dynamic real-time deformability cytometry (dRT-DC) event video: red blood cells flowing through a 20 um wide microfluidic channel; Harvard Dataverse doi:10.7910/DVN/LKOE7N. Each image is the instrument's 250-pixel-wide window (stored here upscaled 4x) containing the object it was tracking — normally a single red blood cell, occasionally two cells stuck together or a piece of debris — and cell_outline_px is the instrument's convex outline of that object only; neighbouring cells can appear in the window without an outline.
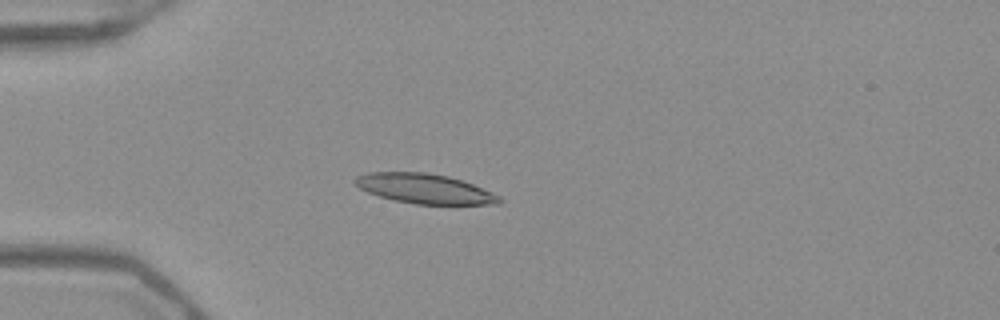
{"species": "Egyptian fruit bat (a non-hibernating species)", "species_latin": "Rousettus aegyptiacus", "temperature_condition": "warm", "stored_images_in_passage": 51, "camera_frame_rate_fps": 3000, "um_per_image_px": 0.085, "frame": {"image": 1, "passage_image": 14, "time_ms": 4.333, "image_size_px": [1000, 320], "cell_outline_px": [[504, 200], [500, 204], [416, 204], [392, 200], [368, 192], [360, 188], [352, 180], [356, 176], [368, 172], [424, 172], [448, 176], [472, 184], [492, 192], [500, 196]], "centroid_in_image_um": [36.09, 16.04], "position_along_channel_um": 48.9, "area_um2": 24.97}}
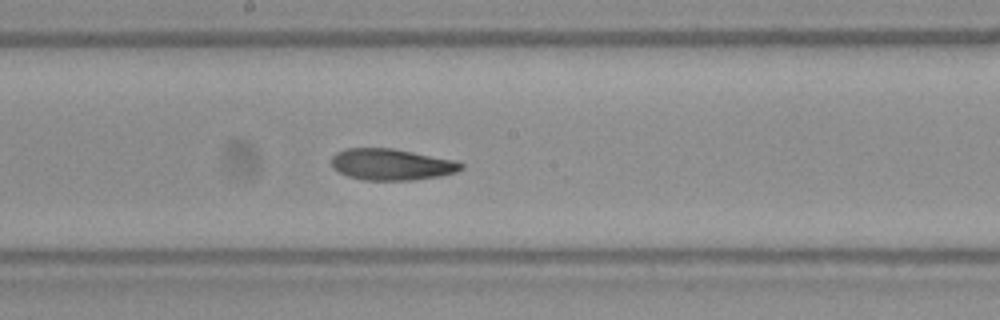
{"frame": {"image": 2, "passage_image": 28, "time_ms": 9.0, "image_size_px": [1000, 320], "cell_outline_px": [[464, 168], [456, 172], [440, 176], [412, 180], [364, 180], [348, 176], [332, 168], [332, 156], [336, 152], [344, 148], [392, 148], [460, 160], [464, 164]], "centroid_in_image_um": [33.32, 13.97], "position_along_channel_um": 214.9, "area_um2": 24.04}}
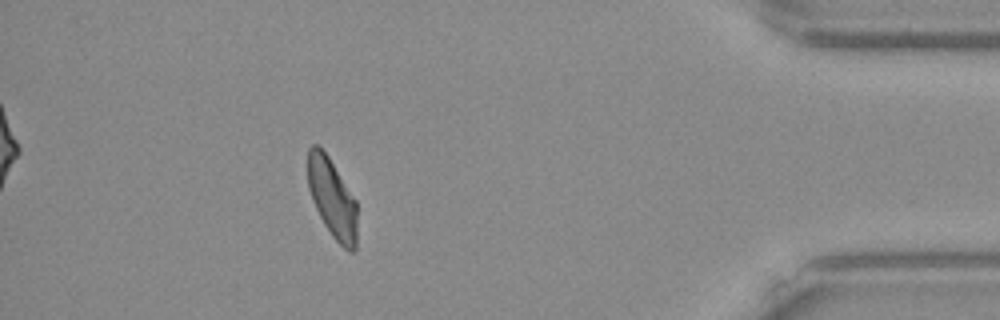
{"frame": {"image": 3, "passage_image": 46, "time_ms": 15.0, "image_size_px": [1000, 320], "cell_outline_px": [[356, 252], [348, 252], [332, 236], [324, 224], [312, 200], [308, 188], [308, 148], [312, 144], [316, 144], [328, 156], [356, 200]], "centroid_in_image_um": [28.24, 16.87], "position_along_channel_um": 407.0, "area_um2": 22.66}, "authors_computed_cell_mechanics": {"area_um2": 24.4494, "velocity_mm_per_s": 3.9541, "shape_relaxation_time_tau1_ms": 7.1906, "shape_relaxation_time_tau2_ms": 5.3122, "deformation_change_tau1": 0.205, "deformation_change_tau2": 0.0977}}